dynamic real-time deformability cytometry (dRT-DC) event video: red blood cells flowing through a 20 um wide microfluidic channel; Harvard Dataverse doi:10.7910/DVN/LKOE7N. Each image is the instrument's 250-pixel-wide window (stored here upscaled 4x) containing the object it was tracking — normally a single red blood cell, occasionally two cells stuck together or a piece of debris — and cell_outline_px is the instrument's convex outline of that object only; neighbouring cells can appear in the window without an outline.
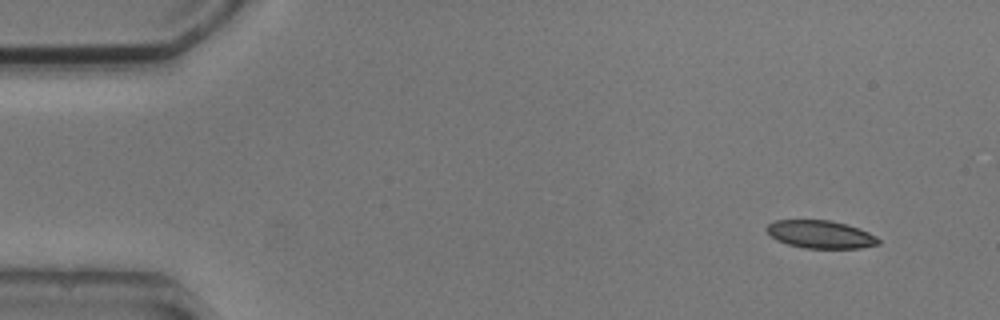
{"species": "common noctule bat (a hibernating species)", "species_latin": "Nyctalus noctula", "temperature_condition": "cold", "stored_images_in_passage": 5, "camera_frame_rate_fps": 3000, "um_per_image_px": 0.085, "animal": {"sex": "male", "body_mass_g": 20.5, "forearm_length_mm": 52.5}, "frame": {"image": 1, "passage_image": 1, "time_ms": 0.0, "image_size_px": [1000, 320], "cell_outline_px": [[880, 244], [860, 248], [804, 248], [788, 244], [776, 240], [764, 228], [768, 224], [776, 220], [832, 220], [860, 228], [876, 236], [880, 240]], "centroid_in_image_um": [69.76, 19.92], "position_along_channel_um": 15.2, "area_um2": 18.21}}
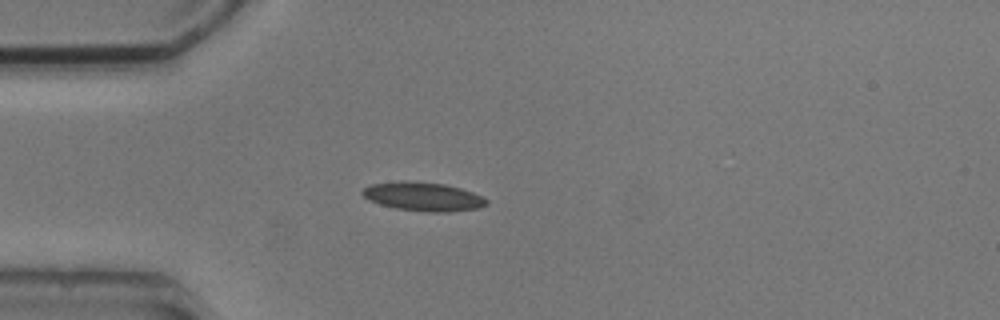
{"frame": {"image": 2, "passage_image": 4, "time_ms": 3.333, "image_size_px": [1000, 320], "cell_outline_px": [[488, 204], [476, 208], [448, 212], [428, 212], [396, 208], [380, 204], [368, 200], [360, 192], [364, 188], [372, 184], [400, 180], [408, 180], [444, 184], [460, 188], [472, 192], [488, 200]], "centroid_in_image_um": [35.93, 16.7], "position_along_channel_um": 49.1, "area_um2": 20.75}}